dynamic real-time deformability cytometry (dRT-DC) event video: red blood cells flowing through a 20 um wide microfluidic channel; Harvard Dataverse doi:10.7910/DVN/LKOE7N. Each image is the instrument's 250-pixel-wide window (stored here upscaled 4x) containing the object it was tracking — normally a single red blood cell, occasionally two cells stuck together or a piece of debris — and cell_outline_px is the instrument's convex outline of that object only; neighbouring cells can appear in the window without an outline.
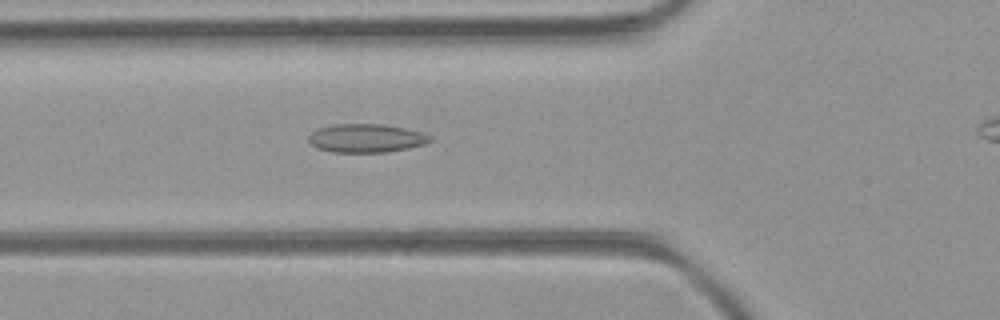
{"species": "common noctule bat (a hibernating species)", "species_latin": "Nyctalus noctula", "temperature_condition": "room temperature", "stored_images_in_passage": 6, "camera_frame_rate_fps": 3000, "um_per_image_px": 0.085, "animal": {"sex": "female", "body_mass_g": 21.9}, "frame": {"image": 1, "passage_image": 3, "time_ms": 0.667, "image_size_px": [1000, 320], "cell_outline_px": [[432, 140], [424, 144], [408, 148], [384, 152], [332, 152], [316, 148], [308, 140], [308, 136], [312, 132], [320, 128], [332, 124], [384, 124], [404, 128], [420, 132], [432, 136]], "centroid_in_image_um": [31.11, 11.74], "position_along_channel_um": 94.7, "area_um2": 20.11}}